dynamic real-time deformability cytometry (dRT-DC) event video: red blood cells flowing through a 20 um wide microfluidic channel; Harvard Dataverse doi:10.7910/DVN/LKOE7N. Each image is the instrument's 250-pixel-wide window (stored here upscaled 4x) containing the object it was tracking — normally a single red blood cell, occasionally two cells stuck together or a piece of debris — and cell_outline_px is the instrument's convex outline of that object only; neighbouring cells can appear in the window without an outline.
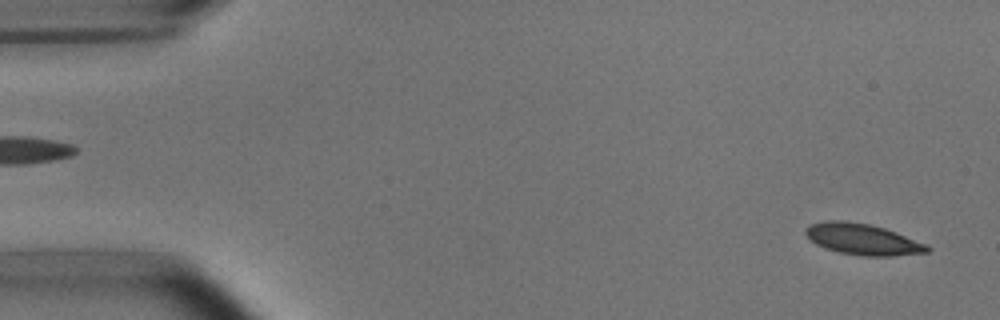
{"species": "common noctule bat (a hibernating species)", "species_latin": "Nyctalus noctula", "temperature_condition": "room temperature", "stored_images_in_passage": 52, "camera_frame_rate_fps": 3000, "um_per_image_px": 0.085, "animal": {"sex": "male", "body_mass_g": 15.6}, "frame": {"image": 1, "passage_image": 2, "time_ms": 0.333, "image_size_px": [1000, 320], "cell_outline_px": [[932, 248], [928, 252], [892, 256], [860, 256], [840, 252], [824, 248], [816, 244], [804, 232], [804, 228], [812, 224], [824, 220], [844, 220], [872, 224], [896, 232], [928, 244]], "centroid_in_image_um": [73.34, 20.33], "position_along_channel_um": 11.7, "area_um2": 22.25}}
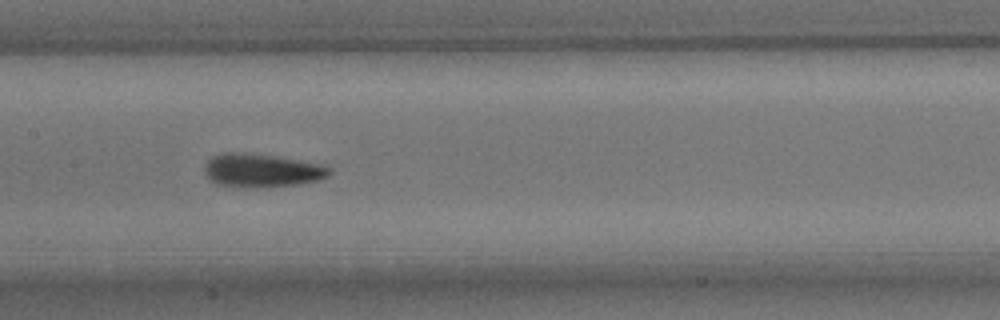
{"frame": {"image": 2, "passage_image": 25, "time_ms": 8.0, "image_size_px": [1000, 320], "cell_outline_px": [[332, 172], [328, 176], [320, 180], [300, 184], [268, 188], [236, 188], [216, 184], [204, 172], [204, 168], [208, 160], [212, 156], [220, 152], [244, 152], [272, 156], [320, 164], [328, 168]], "centroid_in_image_um": [22.2, 14.51], "position_along_channel_um": 185.2, "area_um2": 24.68}}
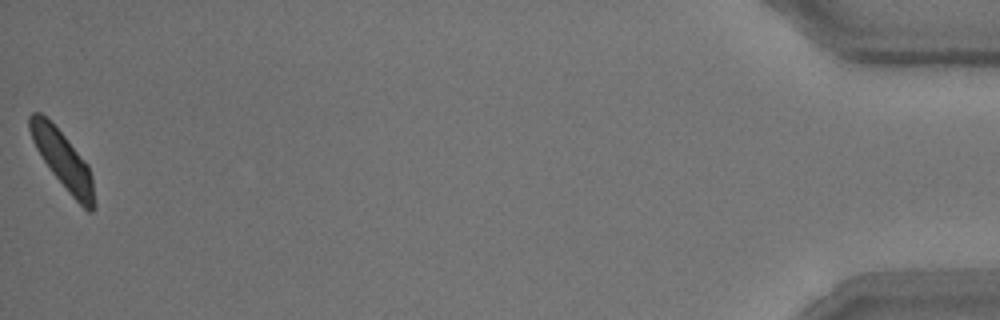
{"frame": {"image": 3, "passage_image": 52, "time_ms": 17.0, "image_size_px": [1000, 320], "cell_outline_px": [[96, 208], [92, 212], [88, 212], [68, 192], [52, 172], [36, 148], [32, 140], [28, 128], [28, 116], [32, 112], [40, 112], [64, 136], [88, 164], [92, 176], [96, 204]], "centroid_in_image_um": [5.36, 13.63], "position_along_channel_um": 429.8, "area_um2": 21.27}, "authors_computed_cell_mechanics": {"area_um2": 22.4553, "velocity_mm_per_s": 3.7818, "shape_relaxation_time_tau1_ms": 3.5799, "shape_relaxation_time_tau2_ms": 1.5987, "deformation_change_tau1": 0.1103, "deformation_change_tau2": 0.0624}}